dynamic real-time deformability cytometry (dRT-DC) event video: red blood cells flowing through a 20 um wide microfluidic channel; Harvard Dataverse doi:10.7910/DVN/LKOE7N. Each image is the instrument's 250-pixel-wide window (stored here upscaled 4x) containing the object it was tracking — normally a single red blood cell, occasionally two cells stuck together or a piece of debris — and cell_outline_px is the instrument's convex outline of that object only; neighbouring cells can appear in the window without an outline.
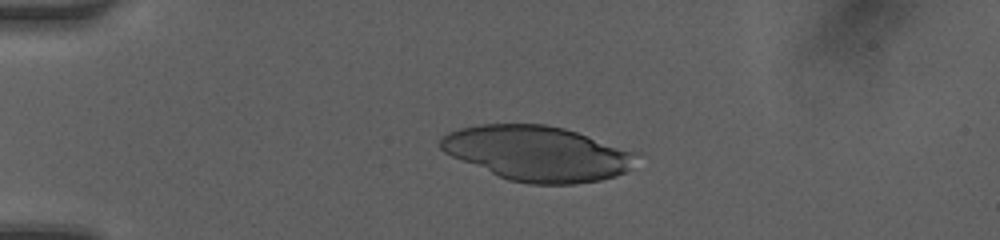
{"species": "human", "species_latin": "Homo sapiens", "temperature_condition": "room temperature", "stored_images_in_passage": 38, "camera_frame_rate_fps": 3000, "um_per_image_px": 0.085, "donor": {"sex": "female"}, "frame": {"image": 1, "passage_image": 1, "time_ms": 0.0, "image_size_px": [1000, 240], "cell_outline_px": [[644, 152], [632, 168], [616, 176], [600, 180], [572, 184], [528, 184], [508, 180], [452, 156], [444, 152], [440, 148], [440, 140], [448, 132], [460, 128], [480, 124], [544, 124], [564, 128]], "centroid_in_image_um": [45.8, 13.03], "position_along_channel_um": 39.2, "area_um2": 63.35}}